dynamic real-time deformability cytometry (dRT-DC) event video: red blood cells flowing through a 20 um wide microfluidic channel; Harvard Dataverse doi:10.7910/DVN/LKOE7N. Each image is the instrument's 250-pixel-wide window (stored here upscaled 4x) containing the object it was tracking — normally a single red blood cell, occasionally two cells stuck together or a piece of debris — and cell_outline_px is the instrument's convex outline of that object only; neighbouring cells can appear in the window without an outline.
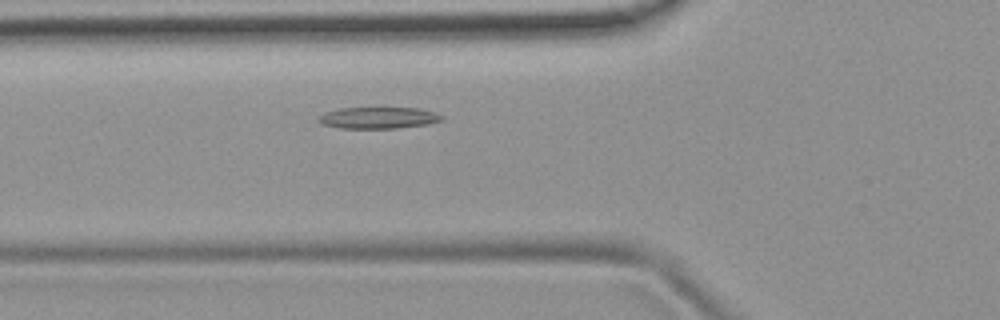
{"species": "common noctule bat (a hibernating species)", "species_latin": "Nyctalus noctula", "temperature_condition": "room temperature", "stored_images_in_passage": 4, "camera_frame_rate_fps": 3000, "um_per_image_px": 0.085, "animal": {"sex": "female", "body_mass_g": 19.9}, "frame": {"image": 1, "passage_image": 4, "time_ms": 3.667, "image_size_px": [1000, 320], "cell_outline_px": [[444, 120], [428, 124], [396, 128], [340, 128], [324, 124], [316, 120], [324, 112], [340, 108], [416, 108], [432, 112], [444, 116]], "centroid_in_image_um": [32.16, 10.01], "position_along_channel_um": 93.6, "area_um2": 15.32}}